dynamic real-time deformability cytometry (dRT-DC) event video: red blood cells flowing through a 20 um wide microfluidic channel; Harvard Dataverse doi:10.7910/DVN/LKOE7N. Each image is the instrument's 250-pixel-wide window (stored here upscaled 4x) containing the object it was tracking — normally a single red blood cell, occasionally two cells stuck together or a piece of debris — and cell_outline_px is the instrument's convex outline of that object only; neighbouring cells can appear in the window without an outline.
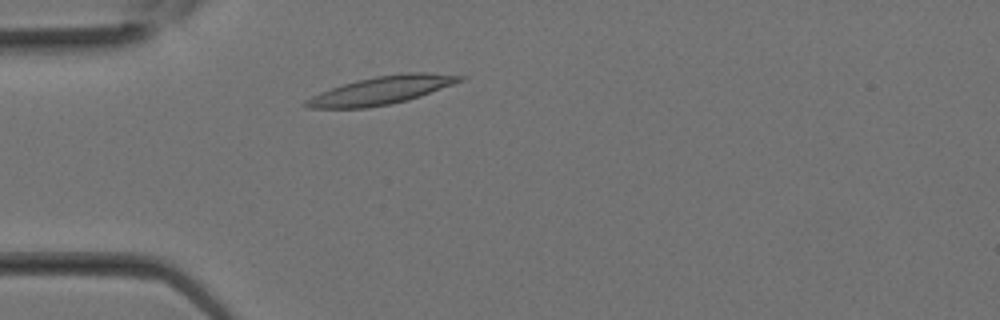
{"species": "Egyptian fruit bat (a non-hibernating species)", "species_latin": "Rousettus aegyptiacus", "temperature_condition": "room temperature", "stored_images_in_passage": 8, "camera_frame_rate_fps": 3000, "um_per_image_px": 0.085, "animal": {"sex": "female"}, "frame": {"image": 1, "passage_image": 2, "time_ms": 0.333, "image_size_px": [1000, 320], "cell_outline_px": [[464, 80], [420, 96], [408, 100], [368, 108], [308, 108], [300, 104], [304, 100], [320, 92], [356, 80], [376, 76], [404, 72], [424, 72], [464, 76]], "centroid_in_image_um": [32.38, 7.68], "position_along_channel_um": 52.6, "area_um2": 25.03}}
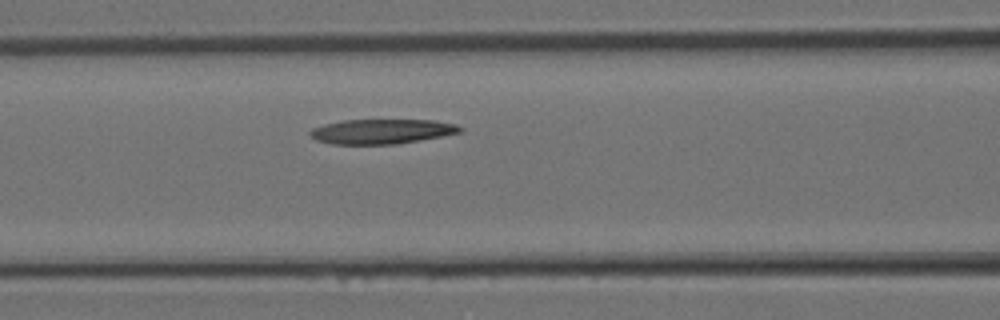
{"frame": {"image": 2, "passage_image": 6, "time_ms": 1.667, "image_size_px": [1000, 320], "cell_outline_px": [[464, 128], [460, 132], [420, 140], [392, 144], [332, 144], [316, 140], [308, 132], [312, 128], [324, 124], [344, 120], [432, 120], [456, 124]], "centroid_in_image_um": [32.42, 11.17], "position_along_channel_um": 134.2, "area_um2": 21.44}}
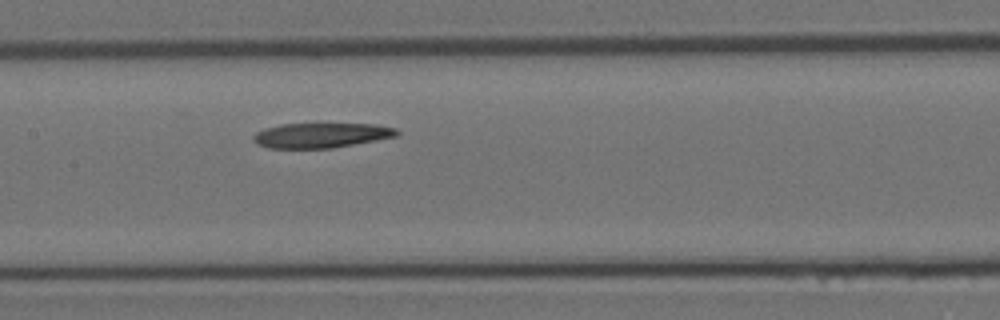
{"frame": {"image": 3, "passage_image": 8, "time_ms": 2.333, "image_size_px": [1000, 320], "cell_outline_px": [[400, 132], [396, 136], [376, 140], [332, 148], [268, 148], [256, 144], [252, 140], [252, 136], [256, 132], [264, 128], [280, 124], [376, 124], [396, 128]], "centroid_in_image_um": [27.26, 11.5], "position_along_channel_um": 180.1, "area_um2": 20.87}}